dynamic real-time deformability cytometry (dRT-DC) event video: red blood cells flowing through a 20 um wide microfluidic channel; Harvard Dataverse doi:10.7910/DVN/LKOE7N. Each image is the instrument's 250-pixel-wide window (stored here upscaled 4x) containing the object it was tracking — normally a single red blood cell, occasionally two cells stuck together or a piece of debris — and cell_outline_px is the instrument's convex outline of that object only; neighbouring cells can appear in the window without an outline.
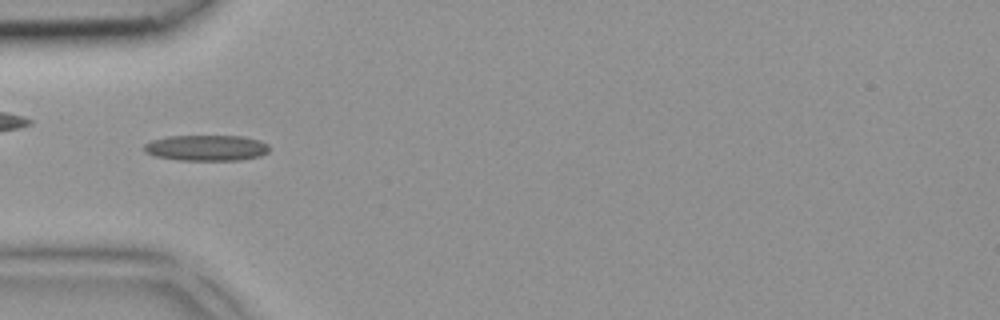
{"species": "common noctule bat (a hibernating species)", "species_latin": "Nyctalus noctula", "temperature_condition": "room temperature", "stored_images_in_passage": 4, "camera_frame_rate_fps": 3000, "um_per_image_px": 0.085, "animal": {"sex": "female", "body_mass_g": 18.4}, "frame": {"image": 1, "passage_image": 4, "time_ms": 1.0, "image_size_px": [1000, 320], "cell_outline_px": [[268, 152], [260, 156], [240, 160], [176, 160], [152, 156], [144, 152], [144, 144], [152, 140], [168, 136], [240, 136], [260, 140], [268, 144]], "centroid_in_image_um": [17.51, 12.57], "position_along_channel_um": 67.5, "area_um2": 18.96}}